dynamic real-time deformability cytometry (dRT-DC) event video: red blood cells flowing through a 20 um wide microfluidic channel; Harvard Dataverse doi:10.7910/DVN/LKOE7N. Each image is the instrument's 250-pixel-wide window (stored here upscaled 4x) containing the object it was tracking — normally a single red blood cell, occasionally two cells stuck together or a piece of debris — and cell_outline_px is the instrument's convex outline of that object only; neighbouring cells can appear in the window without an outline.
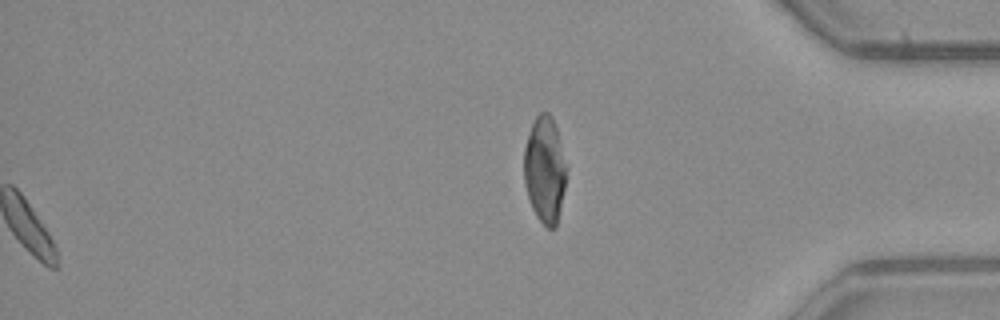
{"species": "common noctule bat (a hibernating species)", "species_latin": "Nyctalus noctula", "temperature_condition": "warm", "stored_images_in_passage": 42, "segment_of_instrument_passage": [2, 2], "camera_frame_rate_fps": 3000, "um_per_image_px": 0.085, "animal": {"sex": "male", "body_mass_g": 23.1, "forearm_length_mm": 52.7}, "frame": {"image": 1, "passage_image": 42, "time_ms": 13.667, "image_size_px": [1000, 320], "cell_outline_px": [[568, 168], [556, 228], [548, 228], [536, 216], [532, 208], [524, 184], [524, 148], [532, 124], [536, 116], [540, 112], [548, 112], [552, 116], [556, 128]], "centroid_in_image_um": [46.31, 14.42], "position_along_channel_um": 388.9, "area_um2": 26.3}}